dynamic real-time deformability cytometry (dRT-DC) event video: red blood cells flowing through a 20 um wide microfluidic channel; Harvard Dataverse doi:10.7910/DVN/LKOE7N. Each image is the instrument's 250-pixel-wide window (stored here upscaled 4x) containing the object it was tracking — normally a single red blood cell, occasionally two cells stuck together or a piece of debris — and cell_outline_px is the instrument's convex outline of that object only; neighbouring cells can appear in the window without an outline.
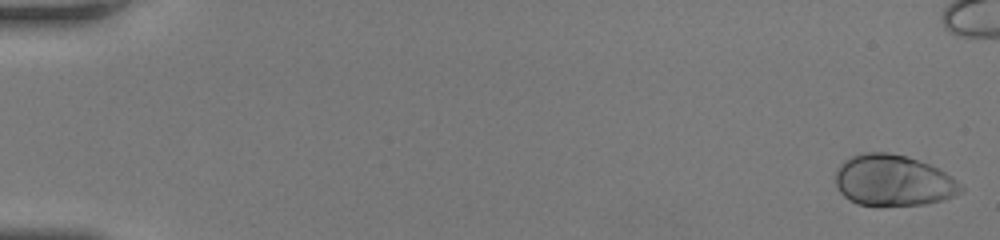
{"species": "human", "species_latin": "Homo sapiens", "temperature_condition": "room temperature", "stored_images_in_passage": 15, "camera_frame_rate_fps": 3000, "um_per_image_px": 0.085, "donor": {"sex": "female"}, "frame": {"image": 1, "passage_image": 1, "time_ms": 0.0, "image_size_px": [1000, 240], "cell_outline_px": [[964, 192], [940, 200], [924, 204], [856, 204], [844, 196], [836, 188], [836, 172], [840, 164], [844, 160], [852, 156], [864, 152], [888, 152], [908, 156], [928, 164], [952, 176], [964, 188]], "centroid_in_image_um": [75.91, 15.32], "position_along_channel_um": 9.1, "area_um2": 36.99}}